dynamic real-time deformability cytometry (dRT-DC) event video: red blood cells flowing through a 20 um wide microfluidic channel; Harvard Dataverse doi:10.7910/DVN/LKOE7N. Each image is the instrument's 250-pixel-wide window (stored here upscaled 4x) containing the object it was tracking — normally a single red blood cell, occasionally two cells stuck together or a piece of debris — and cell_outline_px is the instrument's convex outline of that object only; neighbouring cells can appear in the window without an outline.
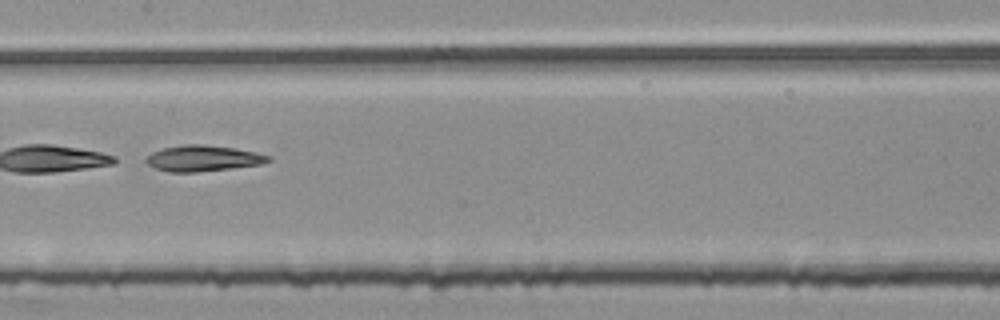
{"species": "common noctule bat (a hibernating species)", "species_latin": "Nyctalus noctula", "temperature_condition": "room temperature", "stored_images_in_passage": 53, "segment_of_instrument_passage": [2, 3], "camera_frame_rate_fps": 3000, "um_per_image_px": 0.085, "animal": {"sex": "female", "body_mass_g": 25.1}, "frame": {"image": 1, "passage_image": 27, "time_ms": 8.667, "image_size_px": [1000, 320], "cell_outline_px": [[272, 160], [260, 164], [196, 172], [168, 172], [156, 168], [148, 164], [144, 160], [152, 152], [164, 148], [184, 144], [200, 144], [236, 148], [256, 152], [272, 156]], "centroid_in_image_um": [17.26, 13.45], "position_along_channel_um": 190.1, "area_um2": 18.32}}